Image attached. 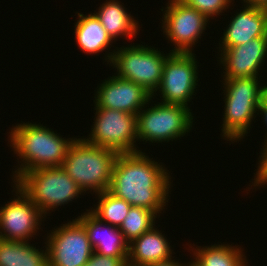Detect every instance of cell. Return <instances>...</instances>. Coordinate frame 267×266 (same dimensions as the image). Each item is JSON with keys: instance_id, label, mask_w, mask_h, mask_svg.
Listing matches in <instances>:
<instances>
[{"instance_id": "obj_1", "label": "cell", "mask_w": 267, "mask_h": 266, "mask_svg": "<svg viewBox=\"0 0 267 266\" xmlns=\"http://www.w3.org/2000/svg\"><path fill=\"white\" fill-rule=\"evenodd\" d=\"M152 159L142 151L119 153L108 191L131 206L153 211L159 218L167 209L172 180L169 170Z\"/></svg>"}, {"instance_id": "obj_2", "label": "cell", "mask_w": 267, "mask_h": 266, "mask_svg": "<svg viewBox=\"0 0 267 266\" xmlns=\"http://www.w3.org/2000/svg\"><path fill=\"white\" fill-rule=\"evenodd\" d=\"M12 127L8 143L10 142L14 154H17L16 161L21 163L14 169L13 182L30 170L62 166L70 145L76 139L62 138L57 132L41 123L23 122Z\"/></svg>"}, {"instance_id": "obj_3", "label": "cell", "mask_w": 267, "mask_h": 266, "mask_svg": "<svg viewBox=\"0 0 267 266\" xmlns=\"http://www.w3.org/2000/svg\"><path fill=\"white\" fill-rule=\"evenodd\" d=\"M260 77L223 78L221 81L225 95L221 125L223 139L239 142L250 131L251 122L259 114V106L267 93V85H260Z\"/></svg>"}, {"instance_id": "obj_4", "label": "cell", "mask_w": 267, "mask_h": 266, "mask_svg": "<svg viewBox=\"0 0 267 266\" xmlns=\"http://www.w3.org/2000/svg\"><path fill=\"white\" fill-rule=\"evenodd\" d=\"M118 154L112 149L91 144L82 137L76 138L61 167L84 194L88 190L99 194L109 190Z\"/></svg>"}, {"instance_id": "obj_5", "label": "cell", "mask_w": 267, "mask_h": 266, "mask_svg": "<svg viewBox=\"0 0 267 266\" xmlns=\"http://www.w3.org/2000/svg\"><path fill=\"white\" fill-rule=\"evenodd\" d=\"M115 48L104 56L107 64L117 69L115 75L141 85L152 97L157 95L164 63L172 52L165 55L158 48L134 43Z\"/></svg>"}, {"instance_id": "obj_6", "label": "cell", "mask_w": 267, "mask_h": 266, "mask_svg": "<svg viewBox=\"0 0 267 266\" xmlns=\"http://www.w3.org/2000/svg\"><path fill=\"white\" fill-rule=\"evenodd\" d=\"M15 183L45 216L84 193L61 166L30 170Z\"/></svg>"}, {"instance_id": "obj_7", "label": "cell", "mask_w": 267, "mask_h": 266, "mask_svg": "<svg viewBox=\"0 0 267 266\" xmlns=\"http://www.w3.org/2000/svg\"><path fill=\"white\" fill-rule=\"evenodd\" d=\"M154 105L148 109L149 106L145 105L137 114L138 141L162 144L190 133L194 121L192 110L163 102Z\"/></svg>"}, {"instance_id": "obj_8", "label": "cell", "mask_w": 267, "mask_h": 266, "mask_svg": "<svg viewBox=\"0 0 267 266\" xmlns=\"http://www.w3.org/2000/svg\"><path fill=\"white\" fill-rule=\"evenodd\" d=\"M94 109L96 110L94 124L89 136L82 137L84 140L118 153L142 151L136 146L137 115L109 108Z\"/></svg>"}, {"instance_id": "obj_9", "label": "cell", "mask_w": 267, "mask_h": 266, "mask_svg": "<svg viewBox=\"0 0 267 266\" xmlns=\"http://www.w3.org/2000/svg\"><path fill=\"white\" fill-rule=\"evenodd\" d=\"M195 53L172 52L166 59L157 91L163 103L182 105L186 108L198 85V66ZM196 89V90H195ZM195 93V94H194Z\"/></svg>"}, {"instance_id": "obj_10", "label": "cell", "mask_w": 267, "mask_h": 266, "mask_svg": "<svg viewBox=\"0 0 267 266\" xmlns=\"http://www.w3.org/2000/svg\"><path fill=\"white\" fill-rule=\"evenodd\" d=\"M163 11L162 29L168 42L175 46L171 52L192 53L201 40L209 19L182 0H169Z\"/></svg>"}, {"instance_id": "obj_11", "label": "cell", "mask_w": 267, "mask_h": 266, "mask_svg": "<svg viewBox=\"0 0 267 266\" xmlns=\"http://www.w3.org/2000/svg\"><path fill=\"white\" fill-rule=\"evenodd\" d=\"M47 233L49 266H84L94 250L84 226L75 218Z\"/></svg>"}, {"instance_id": "obj_12", "label": "cell", "mask_w": 267, "mask_h": 266, "mask_svg": "<svg viewBox=\"0 0 267 266\" xmlns=\"http://www.w3.org/2000/svg\"><path fill=\"white\" fill-rule=\"evenodd\" d=\"M13 183L17 197L0 207V239L29 242L46 217L19 185Z\"/></svg>"}, {"instance_id": "obj_13", "label": "cell", "mask_w": 267, "mask_h": 266, "mask_svg": "<svg viewBox=\"0 0 267 266\" xmlns=\"http://www.w3.org/2000/svg\"><path fill=\"white\" fill-rule=\"evenodd\" d=\"M97 88L94 108H109L137 115L154 98L141 85L116 75L104 79Z\"/></svg>"}, {"instance_id": "obj_14", "label": "cell", "mask_w": 267, "mask_h": 266, "mask_svg": "<svg viewBox=\"0 0 267 266\" xmlns=\"http://www.w3.org/2000/svg\"><path fill=\"white\" fill-rule=\"evenodd\" d=\"M217 60L225 70L223 78L258 77L267 58V36L231 48H219ZM261 68V69H260Z\"/></svg>"}, {"instance_id": "obj_15", "label": "cell", "mask_w": 267, "mask_h": 266, "mask_svg": "<svg viewBox=\"0 0 267 266\" xmlns=\"http://www.w3.org/2000/svg\"><path fill=\"white\" fill-rule=\"evenodd\" d=\"M243 6L242 11L231 17L217 48H231L258 37L267 36L266 9L258 6Z\"/></svg>"}, {"instance_id": "obj_16", "label": "cell", "mask_w": 267, "mask_h": 266, "mask_svg": "<svg viewBox=\"0 0 267 266\" xmlns=\"http://www.w3.org/2000/svg\"><path fill=\"white\" fill-rule=\"evenodd\" d=\"M76 219L84 226L94 252L110 257L128 258L129 243L119 227L101 221L90 209Z\"/></svg>"}, {"instance_id": "obj_17", "label": "cell", "mask_w": 267, "mask_h": 266, "mask_svg": "<svg viewBox=\"0 0 267 266\" xmlns=\"http://www.w3.org/2000/svg\"><path fill=\"white\" fill-rule=\"evenodd\" d=\"M155 225L128 245L127 264L146 266L174 258L169 240Z\"/></svg>"}, {"instance_id": "obj_18", "label": "cell", "mask_w": 267, "mask_h": 266, "mask_svg": "<svg viewBox=\"0 0 267 266\" xmlns=\"http://www.w3.org/2000/svg\"><path fill=\"white\" fill-rule=\"evenodd\" d=\"M120 3L118 0H106L97 9L98 11L93 13L114 42L119 36L130 40L136 38L137 32L140 31L138 21L130 13L128 14Z\"/></svg>"}, {"instance_id": "obj_19", "label": "cell", "mask_w": 267, "mask_h": 266, "mask_svg": "<svg viewBox=\"0 0 267 266\" xmlns=\"http://www.w3.org/2000/svg\"><path fill=\"white\" fill-rule=\"evenodd\" d=\"M78 14L75 24V40L80 50L84 53L99 54L105 49L111 48L113 40L107 34L100 21L93 13Z\"/></svg>"}, {"instance_id": "obj_20", "label": "cell", "mask_w": 267, "mask_h": 266, "mask_svg": "<svg viewBox=\"0 0 267 266\" xmlns=\"http://www.w3.org/2000/svg\"><path fill=\"white\" fill-rule=\"evenodd\" d=\"M189 245L195 259L191 262L196 266H248L242 247L222 243L196 248Z\"/></svg>"}, {"instance_id": "obj_21", "label": "cell", "mask_w": 267, "mask_h": 266, "mask_svg": "<svg viewBox=\"0 0 267 266\" xmlns=\"http://www.w3.org/2000/svg\"><path fill=\"white\" fill-rule=\"evenodd\" d=\"M33 245L0 239V266H49L47 246L44 251Z\"/></svg>"}, {"instance_id": "obj_22", "label": "cell", "mask_w": 267, "mask_h": 266, "mask_svg": "<svg viewBox=\"0 0 267 266\" xmlns=\"http://www.w3.org/2000/svg\"><path fill=\"white\" fill-rule=\"evenodd\" d=\"M98 204L91 208V212L101 221L115 227H120L127 216L131 205L123 199L115 197L109 191L96 194Z\"/></svg>"}, {"instance_id": "obj_23", "label": "cell", "mask_w": 267, "mask_h": 266, "mask_svg": "<svg viewBox=\"0 0 267 266\" xmlns=\"http://www.w3.org/2000/svg\"><path fill=\"white\" fill-rule=\"evenodd\" d=\"M156 218L157 215L151 210L131 206L119 230L123 233L124 239L130 243L133 239L149 231L155 225Z\"/></svg>"}, {"instance_id": "obj_24", "label": "cell", "mask_w": 267, "mask_h": 266, "mask_svg": "<svg viewBox=\"0 0 267 266\" xmlns=\"http://www.w3.org/2000/svg\"><path fill=\"white\" fill-rule=\"evenodd\" d=\"M188 6L198 10L205 15L209 20L222 15L223 11H227L234 0H182Z\"/></svg>"}, {"instance_id": "obj_25", "label": "cell", "mask_w": 267, "mask_h": 266, "mask_svg": "<svg viewBox=\"0 0 267 266\" xmlns=\"http://www.w3.org/2000/svg\"><path fill=\"white\" fill-rule=\"evenodd\" d=\"M265 140H264V146H262L263 148H261V153L260 156L258 158V167H257V171L256 173H254V180L252 182V185L249 186H254L256 189V186L260 188V186L266 184L267 186V137L265 136ZM254 184V185H253Z\"/></svg>"}, {"instance_id": "obj_26", "label": "cell", "mask_w": 267, "mask_h": 266, "mask_svg": "<svg viewBox=\"0 0 267 266\" xmlns=\"http://www.w3.org/2000/svg\"><path fill=\"white\" fill-rule=\"evenodd\" d=\"M128 258L103 256L93 252L84 266H125Z\"/></svg>"}, {"instance_id": "obj_27", "label": "cell", "mask_w": 267, "mask_h": 266, "mask_svg": "<svg viewBox=\"0 0 267 266\" xmlns=\"http://www.w3.org/2000/svg\"><path fill=\"white\" fill-rule=\"evenodd\" d=\"M258 113L261 114V117L264 119L263 122L267 126V93L264 95V97L262 99V102H261V104L259 106Z\"/></svg>"}, {"instance_id": "obj_28", "label": "cell", "mask_w": 267, "mask_h": 266, "mask_svg": "<svg viewBox=\"0 0 267 266\" xmlns=\"http://www.w3.org/2000/svg\"><path fill=\"white\" fill-rule=\"evenodd\" d=\"M173 258L166 260V261H162V262H158V263H153V264H149L146 266H185L186 263H179V261H176L175 259L172 260Z\"/></svg>"}, {"instance_id": "obj_29", "label": "cell", "mask_w": 267, "mask_h": 266, "mask_svg": "<svg viewBox=\"0 0 267 266\" xmlns=\"http://www.w3.org/2000/svg\"><path fill=\"white\" fill-rule=\"evenodd\" d=\"M244 5L258 6L261 8H267V0H242Z\"/></svg>"}, {"instance_id": "obj_30", "label": "cell", "mask_w": 267, "mask_h": 266, "mask_svg": "<svg viewBox=\"0 0 267 266\" xmlns=\"http://www.w3.org/2000/svg\"><path fill=\"white\" fill-rule=\"evenodd\" d=\"M185 266H196V265H194V264L190 261V262H188Z\"/></svg>"}]
</instances>
